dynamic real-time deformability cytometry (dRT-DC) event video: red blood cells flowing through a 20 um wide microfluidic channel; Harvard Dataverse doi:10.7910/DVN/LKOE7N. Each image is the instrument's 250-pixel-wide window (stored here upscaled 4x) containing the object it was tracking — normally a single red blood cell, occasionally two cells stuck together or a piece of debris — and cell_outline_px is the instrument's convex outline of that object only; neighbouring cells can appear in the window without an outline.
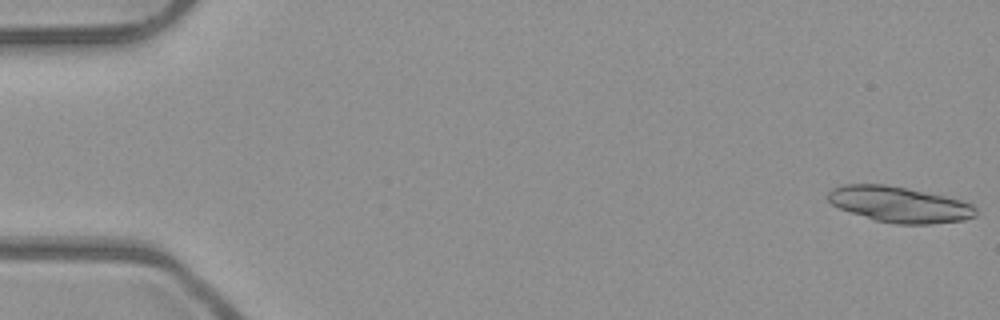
{"species": "common noctule bat (a hibernating species)", "species_latin": "Nyctalus noctula", "temperature_condition": "room temperature", "stored_images_in_passage": 12, "camera_frame_rate_fps": 3000, "um_per_image_px": 0.085, "animal": {"sex": "male", "body_mass_g": 23.1, "forearm_length_mm": 52.7}, "frame": {"image": 1, "passage_image": 1, "time_ms": 0.0, "image_size_px": [1000, 320], "cell_outline_px": [[976, 216], [964, 220], [932, 224], [896, 224], [876, 220], [840, 208], [832, 204], [828, 200], [828, 192], [832, 188], [844, 184], [884, 184], [944, 196], [960, 200], [972, 204], [976, 208]], "centroid_in_image_um": [76.46, 17.38], "position_along_channel_um": 8.5, "area_um2": 30.46}}